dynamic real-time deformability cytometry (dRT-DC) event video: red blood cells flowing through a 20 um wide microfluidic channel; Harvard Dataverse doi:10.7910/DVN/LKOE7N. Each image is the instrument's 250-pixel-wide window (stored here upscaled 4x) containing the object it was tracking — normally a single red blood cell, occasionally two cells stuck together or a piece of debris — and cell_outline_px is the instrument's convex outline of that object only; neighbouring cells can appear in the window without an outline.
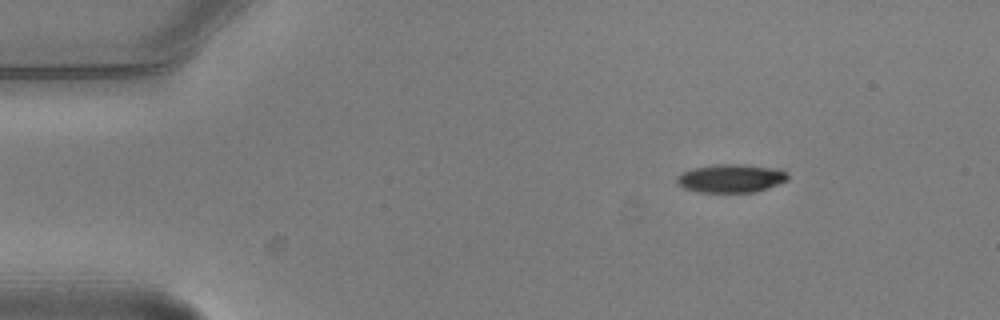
{"species": "common noctule bat (a hibernating species)", "species_latin": "Nyctalus noctula", "temperature_condition": "warm", "stored_images_in_passage": 4, "segment_of_instrument_passage": [2, 2], "camera_frame_rate_fps": 3000, "um_per_image_px": 0.085, "animal": {"sex": "male", "body_mass_g": 20.5, "forearm_length_mm": 52.5}, "frame": {"image": 1, "passage_image": 4, "time_ms": 1.0, "image_size_px": [1000, 320], "cell_outline_px": [[788, 180], [768, 188], [756, 192], [696, 192], [684, 188], [676, 184], [676, 176], [680, 172], [692, 168], [716, 164], [744, 164], [780, 168], [788, 172]], "centroid_in_image_um": [62.13, 15.15], "position_along_channel_um": 22.9, "area_um2": 18.79}}